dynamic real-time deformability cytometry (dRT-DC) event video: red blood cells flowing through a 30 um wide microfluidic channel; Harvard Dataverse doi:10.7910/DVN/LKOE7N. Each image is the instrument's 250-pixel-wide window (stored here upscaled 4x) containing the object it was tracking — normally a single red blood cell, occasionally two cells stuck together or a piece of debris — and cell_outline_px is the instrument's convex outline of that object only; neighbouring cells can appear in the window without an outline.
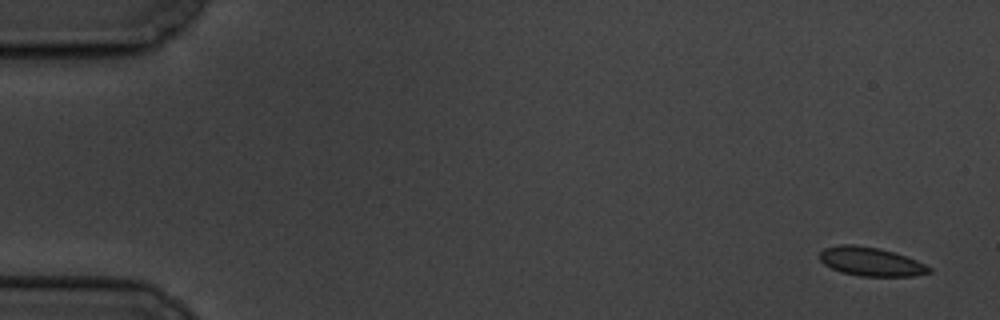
{"species": "common noctule bat (a hibernating species)", "species_latin": "Nyctalus noctula", "temperature_condition": "cold", "stored_images_in_passage": 5, "camera_frame_rate_fps": 3000, "um_per_image_px": 0.085, "animal": {"sex": "male", "body_mass_g": 19.5, "forearm_length_mm": 54.6}, "frame": {"image": 1, "passage_image": 1, "time_ms": 0.0, "image_size_px": [1000, 320], "cell_outline_px": [[932, 272], [912, 276], [860, 276], [840, 272], [824, 264], [820, 260], [820, 252], [824, 248], [840, 244], [856, 244], [880, 248], [916, 260], [932, 268]], "centroid_in_image_um": [74.0, 22.23], "position_along_channel_um": 11.0, "area_um2": 18.32}}
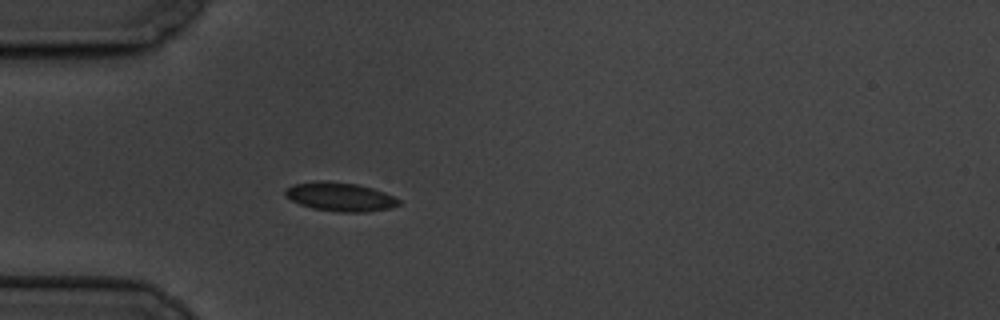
{"frame": {"image": 2, "passage_image": 5, "time_ms": 5.0, "image_size_px": [1000, 320], "cell_outline_px": [[400, 204], [392, 208], [364, 212], [340, 212], [312, 208], [300, 204], [284, 196], [284, 188], [292, 184], [316, 180], [324, 180], [356, 184], [372, 188], [384, 192], [400, 200]], "centroid_in_image_um": [28.86, 16.72], "position_along_channel_um": 56.1, "area_um2": 19.19}}